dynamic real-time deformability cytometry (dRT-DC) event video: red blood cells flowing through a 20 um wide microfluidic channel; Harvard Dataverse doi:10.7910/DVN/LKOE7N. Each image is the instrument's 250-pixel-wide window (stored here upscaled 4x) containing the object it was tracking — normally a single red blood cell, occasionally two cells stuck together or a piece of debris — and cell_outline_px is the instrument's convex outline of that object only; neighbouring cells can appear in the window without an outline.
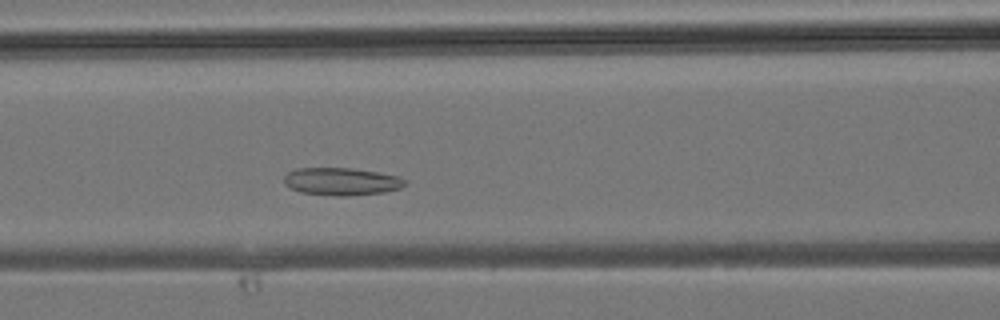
{"species": "common noctule bat (a hibernating species)", "species_latin": "Nyctalus noctula", "temperature_condition": "room temperature", "stored_images_in_passage": 27, "camera_frame_rate_fps": 3000, "um_per_image_px": 0.085, "animal": {"sex": "male", "body_mass_g": 19.2, "forearm_length_mm": 51.8}, "frame": {"image": 1, "passage_image": 10, "time_ms": 3.0, "image_size_px": [1000, 320], "cell_outline_px": [[408, 184], [400, 188], [384, 192], [348, 196], [336, 196], [300, 192], [288, 188], [284, 184], [284, 176], [288, 172], [296, 168], [352, 168], [376, 172], [396, 176], [408, 180]], "centroid_in_image_um": [29.01, 15.43], "position_along_channel_um": 137.6, "area_um2": 19.59}}
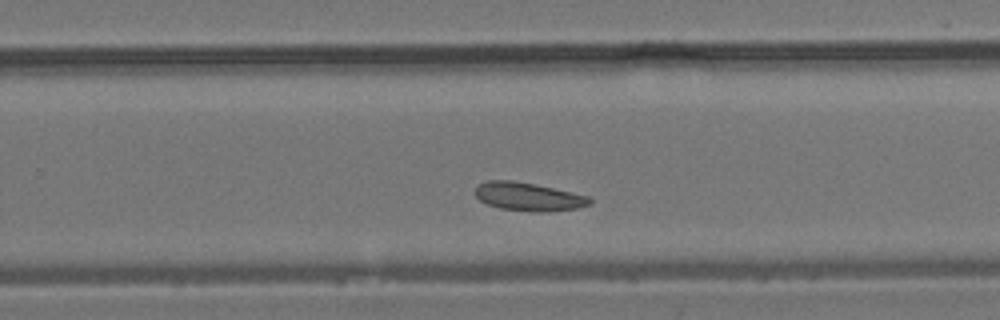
{"frame": {"image": 2, "passage_image": 18, "time_ms": 5.667, "image_size_px": [1000, 320], "cell_outline_px": [[592, 204], [576, 208], [548, 212], [532, 212], [500, 208], [488, 204], [480, 200], [472, 192], [480, 184], [488, 180], [512, 180], [536, 184], [588, 196], [592, 200]], "centroid_in_image_um": [44.91, 16.72], "position_along_channel_um": 284.9, "area_um2": 18.96}}
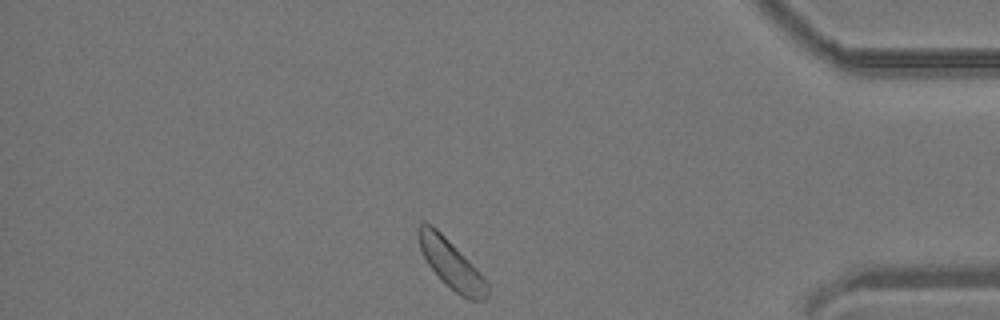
{"frame": {"image": 3, "passage_image": 26, "time_ms": 8.333, "image_size_px": [1000, 320], "cell_outline_px": [[488, 296], [484, 300], [468, 300], [460, 296], [428, 264], [420, 248], [416, 232], [416, 228], [420, 224], [432, 224], [476, 268], [488, 284]], "centroid_in_image_um": [38.35, 22.44], "position_along_channel_um": 396.8, "area_um2": 18.9}}